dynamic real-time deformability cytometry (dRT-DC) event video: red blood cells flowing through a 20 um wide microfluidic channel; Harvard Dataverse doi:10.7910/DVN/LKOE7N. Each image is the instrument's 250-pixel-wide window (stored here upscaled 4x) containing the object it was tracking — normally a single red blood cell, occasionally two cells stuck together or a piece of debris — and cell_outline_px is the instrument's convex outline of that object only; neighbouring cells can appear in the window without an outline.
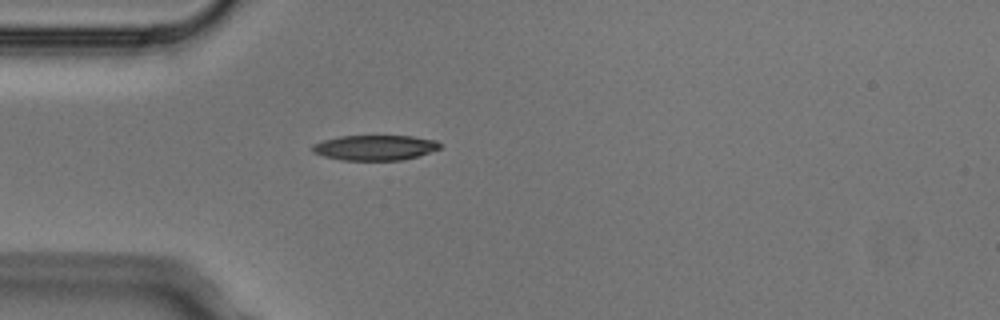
{"species": "Egyptian fruit bat (a non-hibernating species)", "species_latin": "Rousettus aegyptiacus", "temperature_condition": "cold", "stored_images_in_passage": 1, "camera_frame_rate_fps": 3000, "um_per_image_px": 0.085, "animal": {"sex": "male"}, "frame": {"image": 1, "passage_image": 1, "time_ms": 0.0, "image_size_px": [1000, 320], "cell_outline_px": [[440, 148], [416, 156], [400, 160], [344, 160], [324, 156], [312, 152], [312, 144], [324, 140], [340, 136], [412, 136], [436, 140], [440, 144]], "centroid_in_image_um": [31.84, 12.54], "position_along_channel_um": 53.2, "area_um2": 18.5}}